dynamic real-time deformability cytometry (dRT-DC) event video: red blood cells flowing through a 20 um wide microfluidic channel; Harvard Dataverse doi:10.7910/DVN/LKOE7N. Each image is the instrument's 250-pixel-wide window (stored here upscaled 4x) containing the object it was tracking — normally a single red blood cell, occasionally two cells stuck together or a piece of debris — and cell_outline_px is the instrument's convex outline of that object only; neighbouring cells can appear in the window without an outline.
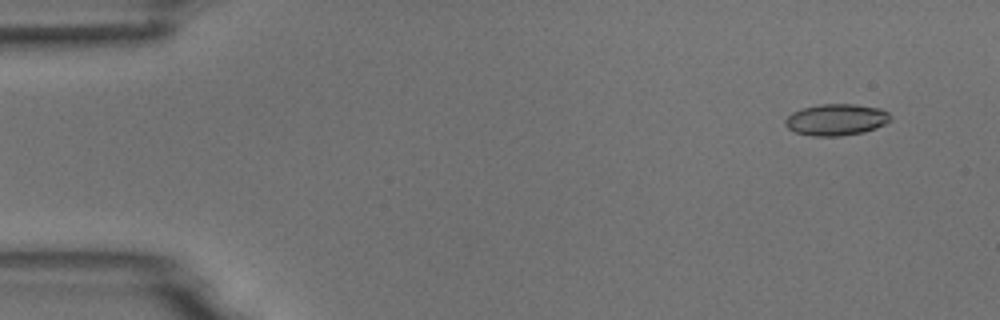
{"species": "common noctule bat (a hibernating species)", "species_latin": "Nyctalus noctula", "temperature_condition": "room temperature", "stored_images_in_passage": 6, "camera_frame_rate_fps": 3000, "um_per_image_px": 0.085, "animal": {"sex": "male", "body_mass_g": 18.8}, "frame": {"image": 1, "passage_image": 1, "time_ms": 0.0, "image_size_px": [1000, 320], "cell_outline_px": [[892, 120], [876, 128], [864, 132], [840, 136], [816, 136], [796, 132], [788, 128], [784, 124], [784, 120], [792, 112], [800, 108], [820, 104], [856, 104], [880, 108], [888, 112], [892, 116]], "centroid_in_image_um": [71.09, 10.16], "position_along_channel_um": 13.9, "area_um2": 19.48}}
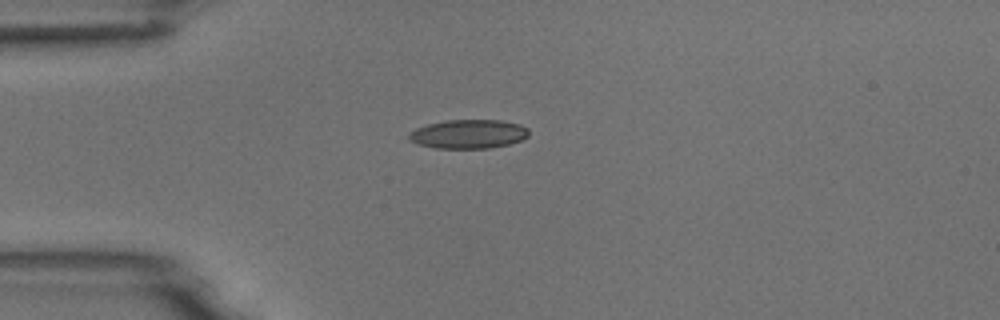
{"frame": {"image": 2, "passage_image": 4, "time_ms": 1.0, "image_size_px": [1000, 320], "cell_outline_px": [[528, 136], [524, 140], [508, 144], [488, 148], [436, 148], [420, 144], [408, 140], [408, 136], [416, 128], [428, 124], [448, 120], [500, 120], [520, 124], [528, 128]], "centroid_in_image_um": [39.86, 11.39], "position_along_channel_um": 45.1, "area_um2": 20.11}}
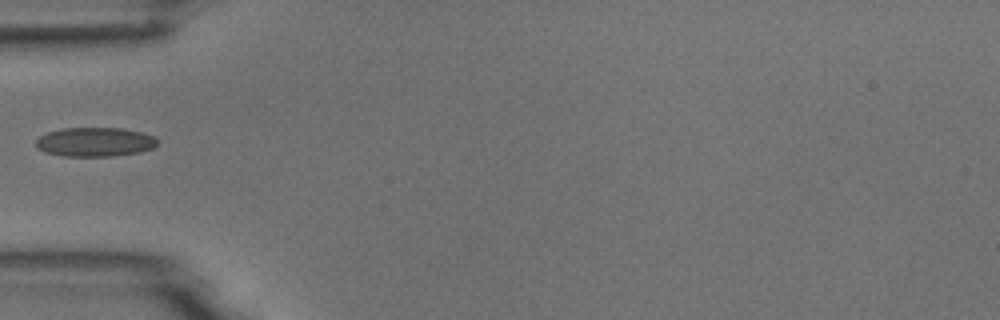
{"frame": {"image": 3, "passage_image": 5, "time_ms": 1.333, "image_size_px": [1000, 320], "cell_outline_px": [[156, 144], [152, 148], [140, 152], [112, 156], [64, 156], [44, 152], [36, 148], [36, 140], [40, 136], [48, 132], [60, 128], [120, 128], [140, 132], [152, 136], [156, 140]], "centroid_in_image_um": [8.01, 12.07], "position_along_channel_um": 77.0, "area_um2": 20.52}}